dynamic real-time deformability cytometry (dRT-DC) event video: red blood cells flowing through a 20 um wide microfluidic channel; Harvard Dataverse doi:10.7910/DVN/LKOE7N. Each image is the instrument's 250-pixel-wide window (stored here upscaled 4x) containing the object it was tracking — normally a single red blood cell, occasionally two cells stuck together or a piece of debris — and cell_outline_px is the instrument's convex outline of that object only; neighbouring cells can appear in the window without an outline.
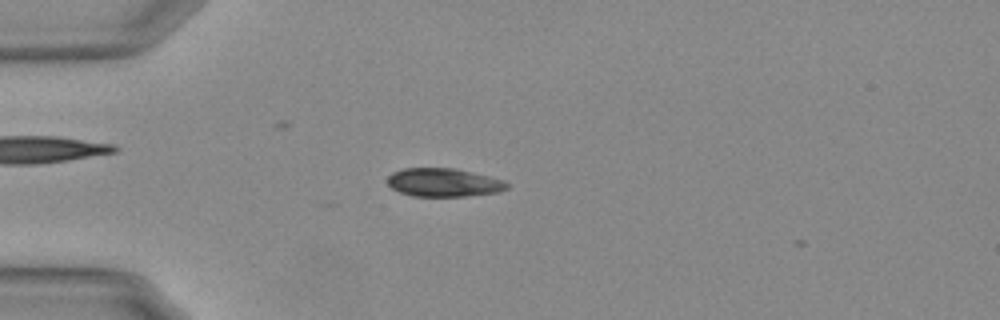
{"species": "Egyptian fruit bat (a non-hibernating species)", "species_latin": "Rousettus aegyptiacus", "temperature_condition": "warm", "stored_images_in_passage": 7, "camera_frame_rate_fps": 3000, "um_per_image_px": 0.085, "animal": {"sex": "female"}, "frame": {"image": 1, "passage_image": 5, "time_ms": 1.333, "image_size_px": [1000, 320], "cell_outline_px": [[508, 188], [500, 192], [464, 196], [412, 196], [400, 192], [392, 188], [388, 184], [388, 176], [392, 172], [404, 168], [456, 168], [488, 176], [500, 180], [508, 184]], "centroid_in_image_um": [37.68, 15.51], "position_along_channel_um": 47.3, "area_um2": 19.65}}